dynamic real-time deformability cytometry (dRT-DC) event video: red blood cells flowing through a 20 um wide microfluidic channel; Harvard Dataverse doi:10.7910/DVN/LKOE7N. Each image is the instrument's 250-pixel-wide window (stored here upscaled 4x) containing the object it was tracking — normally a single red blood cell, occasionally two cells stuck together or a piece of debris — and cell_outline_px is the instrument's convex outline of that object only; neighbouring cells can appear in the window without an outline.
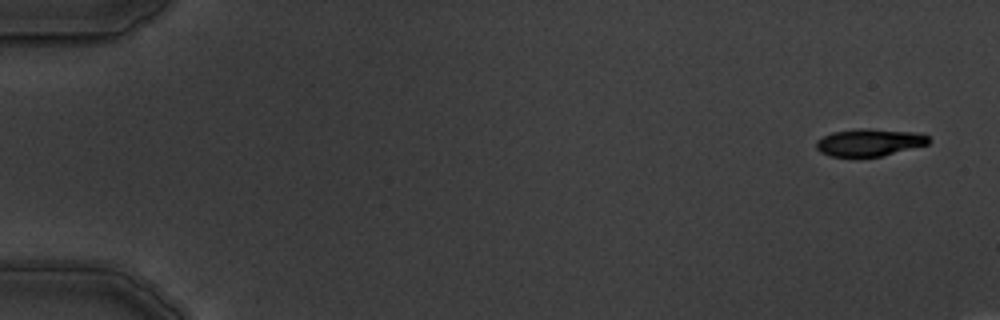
{"species": "common noctule bat (a hibernating species)", "species_latin": "Nyctalus noctula", "temperature_condition": "warm", "stored_images_in_passage": 8, "camera_frame_rate_fps": 3000, "um_per_image_px": 0.085, "animal": {"sex": "male", "body_mass_g": 19.5, "forearm_length_mm": 54.6}, "frame": {"image": 1, "passage_image": 1, "time_ms": 0.0, "image_size_px": [1000, 320], "cell_outline_px": [[932, 140], [928, 144], [880, 156], [828, 156], [820, 152], [816, 148], [816, 140], [832, 132], [860, 128], [916, 132], [928, 136]], "centroid_in_image_um": [73.88, 12.1], "position_along_channel_um": 11.1, "area_um2": 17.74}}
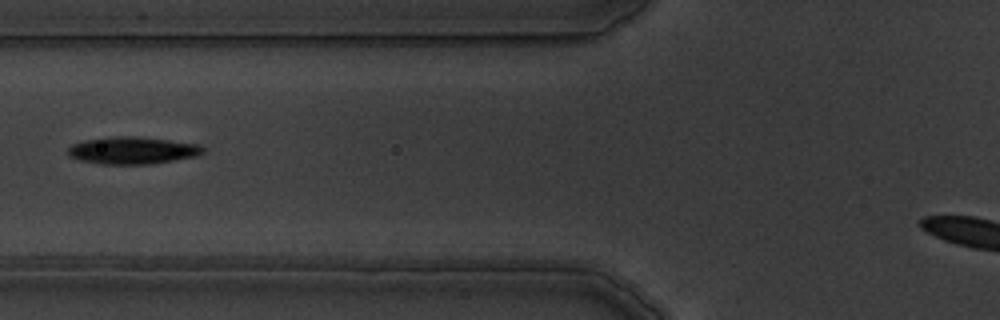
{"frame": {"image": 2, "passage_image": 7, "time_ms": 6.667, "image_size_px": [1000, 320], "cell_outline_px": [[204, 152], [196, 156], [152, 164], [100, 164], [80, 160], [68, 156], [68, 148], [72, 144], [84, 140], [104, 136], [136, 136], [200, 144], [204, 148]], "centroid_in_image_um": [11.23, 12.78], "position_along_channel_um": 114.6, "area_um2": 21.62}}
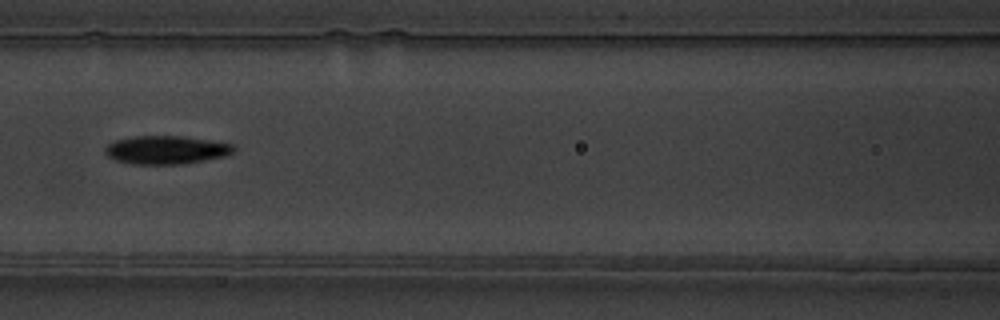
{"frame": {"image": 3, "passage_image": 8, "time_ms": 7.667, "image_size_px": [1000, 320], "cell_outline_px": [[236, 148], [232, 152], [224, 156], [204, 160], [180, 164], [132, 164], [116, 160], [108, 156], [104, 152], [104, 148], [108, 144], [116, 140], [132, 136], [180, 136], [208, 140], [232, 144]], "centroid_in_image_um": [14.08, 12.74], "position_along_channel_um": 152.5, "area_um2": 21.04}}